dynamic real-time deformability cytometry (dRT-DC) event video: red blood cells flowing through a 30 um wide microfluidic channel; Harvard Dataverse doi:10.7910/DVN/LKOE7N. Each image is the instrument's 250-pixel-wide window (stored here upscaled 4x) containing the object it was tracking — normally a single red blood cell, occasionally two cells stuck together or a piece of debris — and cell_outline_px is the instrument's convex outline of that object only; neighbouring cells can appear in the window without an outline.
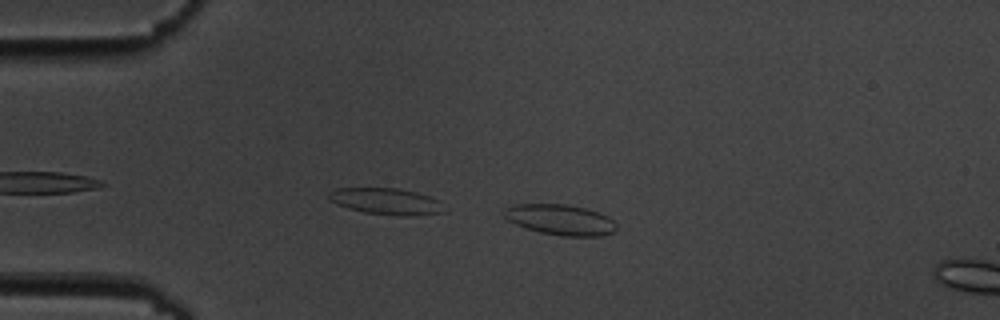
{"species": "common noctule bat (a hibernating species)", "species_latin": "Nyctalus noctula", "temperature_condition": "cold", "stored_images_in_passage": 3, "camera_frame_rate_fps": 3000, "um_per_image_px": 0.085, "animal": {"sex": "male", "body_mass_g": 19.5, "forearm_length_mm": 54.6}, "frame": {"image": 1, "passage_image": 2, "time_ms": 1.0, "image_size_px": [1000, 320], "cell_outline_px": [[616, 228], [612, 232], [600, 236], [560, 236], [540, 232], [524, 228], [508, 220], [500, 212], [504, 208], [512, 204], [568, 204], [600, 212], [608, 216], [616, 224]], "centroid_in_image_um": [47.58, 18.66], "position_along_channel_um": 37.4, "area_um2": 20.23}}